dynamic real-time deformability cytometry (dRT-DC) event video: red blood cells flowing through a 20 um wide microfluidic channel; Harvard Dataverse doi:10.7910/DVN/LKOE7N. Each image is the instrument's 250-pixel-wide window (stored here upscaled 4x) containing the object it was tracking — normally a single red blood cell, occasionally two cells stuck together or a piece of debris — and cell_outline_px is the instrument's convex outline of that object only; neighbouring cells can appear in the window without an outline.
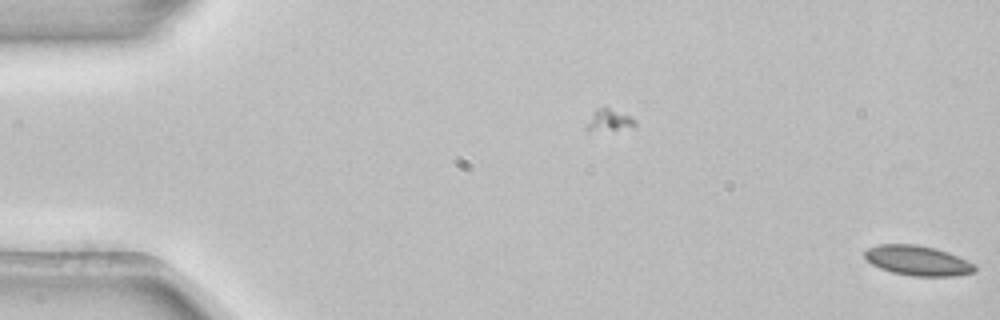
{"species": "common noctule bat (a hibernating species)", "species_latin": "Nyctalus noctula", "temperature_condition": "room temperature", "stored_images_in_passage": 7, "camera_frame_rate_fps": 3000, "um_per_image_px": 0.085, "animal": {"sex": "female", "body_mass_g": 22.7, "forearm_length_mm": 54.2}, "frame": {"image": 1, "passage_image": 7, "time_ms": 2.0, "image_size_px": [1000, 320], "cell_outline_px": [[976, 272], [952, 276], [912, 276], [892, 272], [880, 268], [872, 264], [864, 256], [864, 252], [868, 248], [880, 244], [916, 244], [936, 248], [948, 252], [976, 264]], "centroid_in_image_um": [78.02, 22.15], "position_along_channel_um": 7.0, "area_um2": 19.25}}